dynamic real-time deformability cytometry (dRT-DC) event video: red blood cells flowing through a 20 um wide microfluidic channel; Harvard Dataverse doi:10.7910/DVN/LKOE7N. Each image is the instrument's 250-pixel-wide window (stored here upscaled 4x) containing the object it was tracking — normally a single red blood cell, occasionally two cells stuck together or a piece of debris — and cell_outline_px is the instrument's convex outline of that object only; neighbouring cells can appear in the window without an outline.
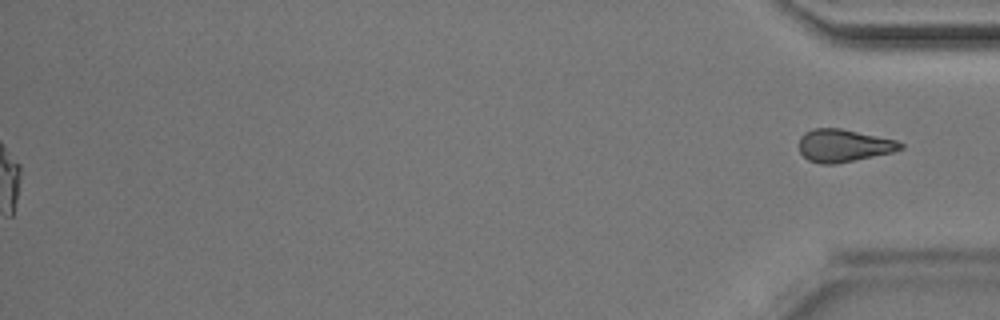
{"species": "Egyptian fruit bat (a non-hibernating species)", "species_latin": "Rousettus aegyptiacus", "temperature_condition": "room temperature", "stored_images_in_passage": 47, "segment_of_instrument_passage": [2, 2], "camera_frame_rate_fps": 3000, "um_per_image_px": 0.085, "animal": {"sex": "male"}, "frame": {"image": 1, "passage_image": 47, "time_ms": 15.333, "image_size_px": [1000, 320], "cell_outline_px": [[904, 148], [892, 152], [836, 164], [820, 164], [808, 160], [800, 152], [800, 136], [804, 132], [812, 128], [840, 128], [896, 140], [904, 144]], "centroid_in_image_um": [71.69, 12.37], "position_along_channel_um": 363.5, "area_um2": 19.25}}